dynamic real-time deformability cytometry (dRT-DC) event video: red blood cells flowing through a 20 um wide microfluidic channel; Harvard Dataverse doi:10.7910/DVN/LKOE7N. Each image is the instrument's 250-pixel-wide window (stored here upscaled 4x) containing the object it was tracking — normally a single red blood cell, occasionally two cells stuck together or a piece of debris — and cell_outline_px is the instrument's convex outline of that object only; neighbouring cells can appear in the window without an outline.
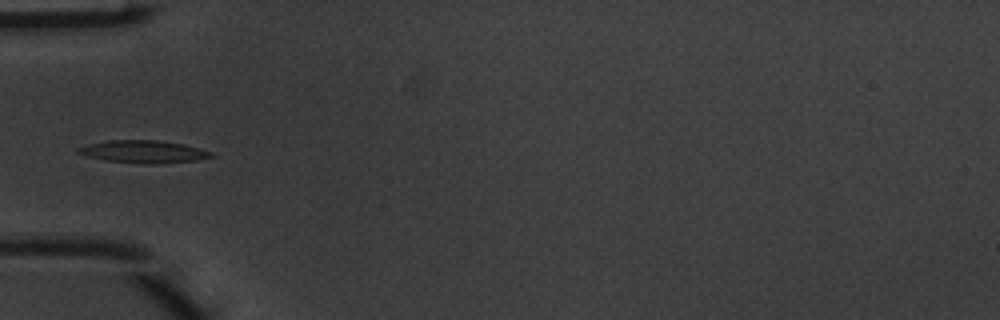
{"species": "common noctule bat (a hibernating species)", "species_latin": "Nyctalus noctula", "temperature_condition": "warm", "stored_images_in_passage": 1, "camera_frame_rate_fps": 3000, "um_per_image_px": 0.085, "animal": {"sex": "male", "body_mass_g": 20.1, "forearm_length_mm": 53.5}, "frame": {"image": 1, "passage_image": 1, "time_ms": 0.0, "image_size_px": [1000, 320], "cell_outline_px": [[212, 156], [196, 160], [156, 164], [144, 164], [104, 160], [88, 156], [76, 152], [76, 148], [88, 144], [108, 140], [156, 140], [184, 144], [212, 152]], "centroid_in_image_um": [12.15, 12.89], "position_along_channel_um": 72.8, "area_um2": 17.34}}